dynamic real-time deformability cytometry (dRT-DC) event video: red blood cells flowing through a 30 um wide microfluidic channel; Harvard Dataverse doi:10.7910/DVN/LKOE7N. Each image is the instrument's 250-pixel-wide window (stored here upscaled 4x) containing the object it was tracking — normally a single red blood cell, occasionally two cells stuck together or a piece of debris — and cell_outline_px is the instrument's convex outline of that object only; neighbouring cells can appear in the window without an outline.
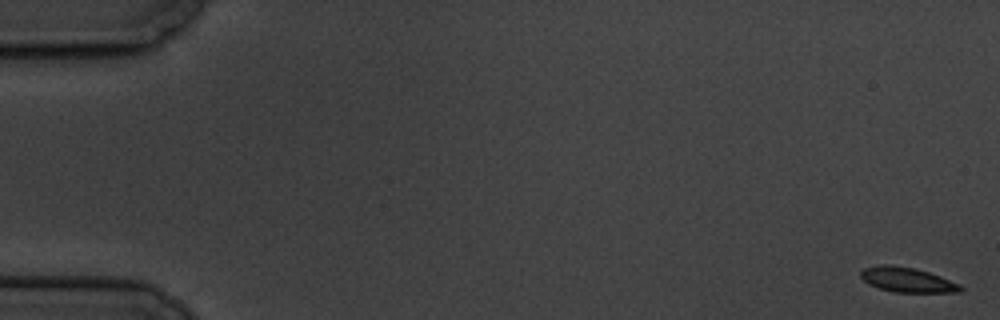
{"species": "common noctule bat (a hibernating species)", "species_latin": "Nyctalus noctula", "temperature_condition": "cold", "stored_images_in_passage": 6, "segment_of_instrument_passage": [1, 2], "camera_frame_rate_fps": 3000, "um_per_image_px": 0.085, "animal": {"sex": "male", "body_mass_g": 19.5, "forearm_length_mm": 54.6}, "frame": {"image": 1, "passage_image": 1, "time_ms": 0.0, "image_size_px": [1000, 320], "cell_outline_px": [[964, 288], [960, 292], [896, 292], [880, 288], [868, 284], [860, 276], [860, 272], [864, 268], [884, 264], [892, 264], [912, 268], [928, 272], [940, 276], [960, 284]], "centroid_in_image_um": [77.12, 23.78], "position_along_channel_um": 7.9, "area_um2": 14.28}}
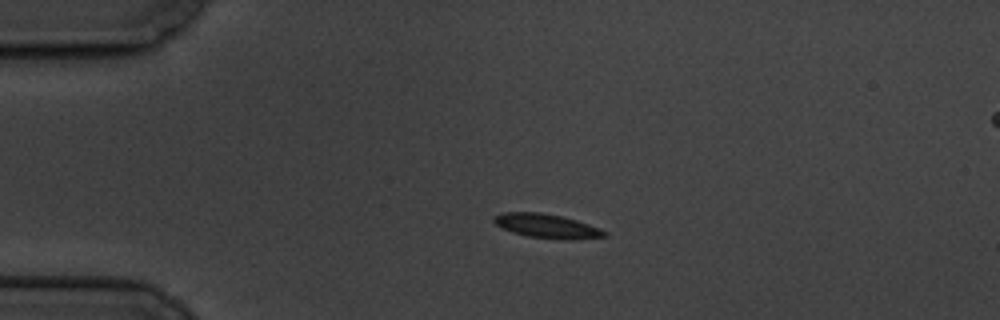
{"frame": {"image": 2, "passage_image": 4, "time_ms": 4.333, "image_size_px": [1000, 320], "cell_outline_px": [[608, 236], [572, 240], [560, 240], [528, 236], [512, 232], [500, 228], [492, 220], [492, 216], [504, 212], [540, 212], [560, 216], [576, 220], [600, 228], [608, 232]], "centroid_in_image_um": [46.47, 19.22], "position_along_channel_um": 38.5, "area_um2": 15.72}}